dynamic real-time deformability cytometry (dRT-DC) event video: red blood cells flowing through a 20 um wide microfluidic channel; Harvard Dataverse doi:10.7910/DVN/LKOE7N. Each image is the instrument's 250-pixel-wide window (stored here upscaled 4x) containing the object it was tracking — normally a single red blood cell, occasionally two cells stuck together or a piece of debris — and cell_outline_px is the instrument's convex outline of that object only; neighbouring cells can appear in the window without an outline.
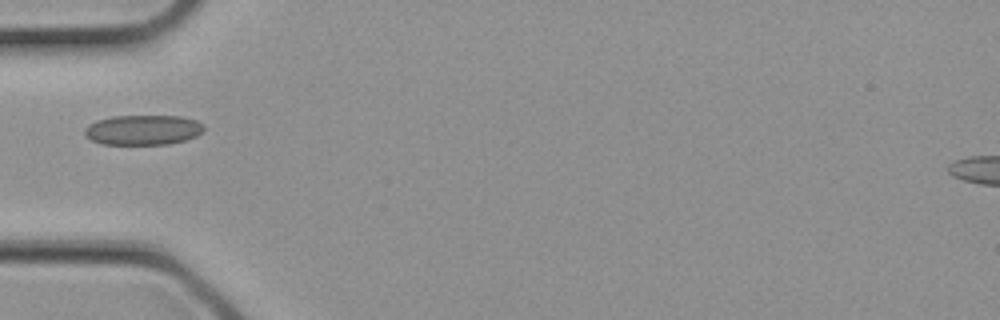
{"species": "common noctule bat (a hibernating species)", "species_latin": "Nyctalus noctula", "temperature_condition": "cold", "stored_images_in_passage": 1, "camera_frame_rate_fps": 3000, "um_per_image_px": 0.085, "animal": {"sex": "female", "body_mass_g": 21.9}, "frame": {"image": 1, "passage_image": 1, "time_ms": 0.0, "image_size_px": [1000, 320], "cell_outline_px": [[204, 128], [196, 136], [184, 140], [168, 144], [100, 144], [92, 140], [84, 132], [84, 128], [88, 124], [96, 120], [112, 116], [180, 116], [196, 120], [204, 124]], "centroid_in_image_um": [12.14, 11.03], "position_along_channel_um": 72.9, "area_um2": 20.81}}